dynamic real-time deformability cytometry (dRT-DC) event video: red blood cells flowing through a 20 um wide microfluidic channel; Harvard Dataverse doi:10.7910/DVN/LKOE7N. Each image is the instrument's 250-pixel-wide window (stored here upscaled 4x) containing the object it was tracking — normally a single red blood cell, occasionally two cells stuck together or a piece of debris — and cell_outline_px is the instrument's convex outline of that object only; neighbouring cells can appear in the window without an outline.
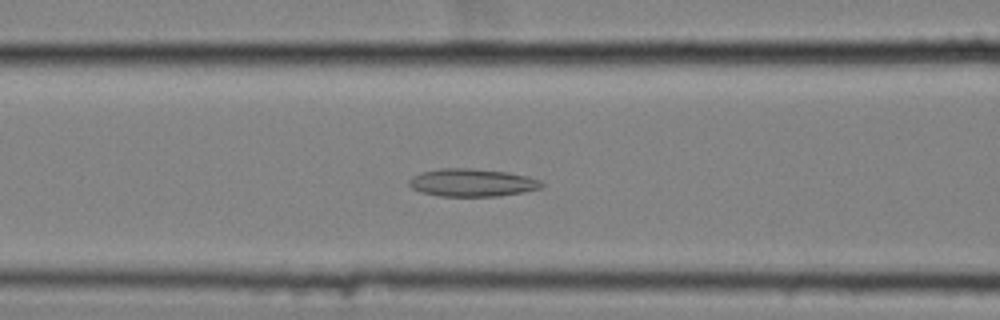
{"species": "common noctule bat (a hibernating species)", "species_latin": "Nyctalus noctula", "temperature_condition": "cold", "stored_images_in_passage": 58, "camera_frame_rate_fps": 3000, "um_per_image_px": 0.085, "animal": {"sex": "female", "body_mass_g": 25.1}, "frame": {"image": 1, "passage_image": 25, "time_ms": 8.0, "image_size_px": [1000, 320], "cell_outline_px": [[544, 184], [540, 188], [500, 196], [440, 196], [420, 192], [412, 188], [408, 184], [408, 180], [412, 176], [420, 172], [440, 168], [472, 168], [508, 172], [528, 176], [540, 180]], "centroid_in_image_um": [40.09, 15.51], "position_along_channel_um": 126.5, "area_um2": 21.56}}
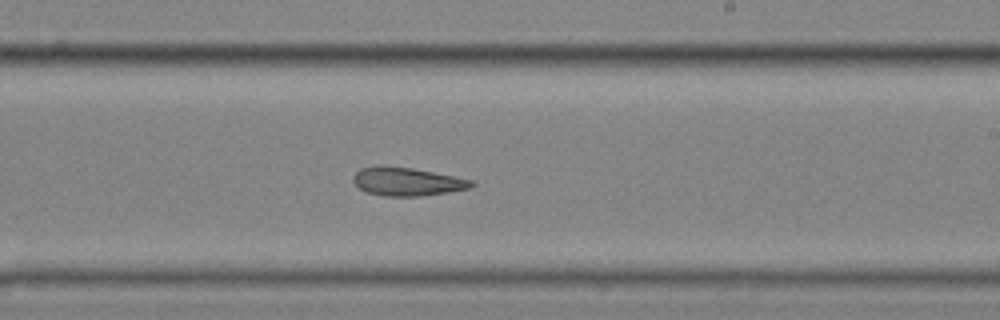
{"frame": {"image": 2, "passage_image": 36, "time_ms": 11.667, "image_size_px": [1000, 320], "cell_outline_px": [[476, 184], [468, 188], [448, 192], [420, 196], [384, 196], [368, 192], [360, 188], [352, 180], [352, 176], [360, 168], [380, 164], [384, 164], [412, 168], [476, 180]], "centroid_in_image_um": [34.6, 15.41], "position_along_channel_um": 254.4, "area_um2": 19.77}}
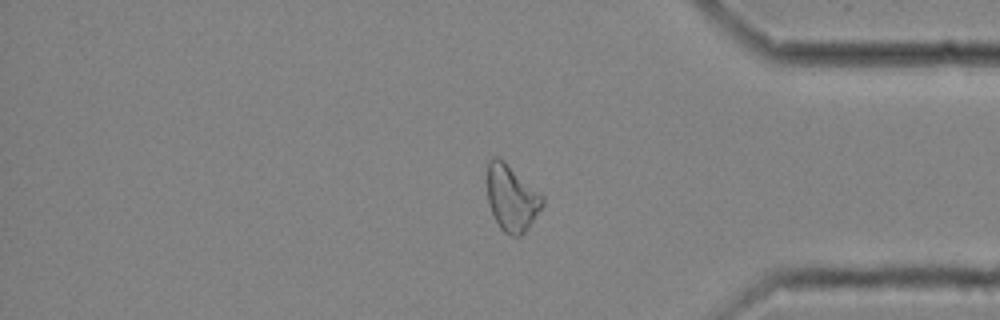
{"frame": {"image": 3, "passage_image": 49, "time_ms": 16.0, "image_size_px": [1000, 320], "cell_outline_px": [[544, 204], [528, 228], [520, 236], [512, 236], [504, 232], [500, 228], [488, 204], [488, 160], [492, 156], [496, 156], [504, 160], [544, 196]], "centroid_in_image_um": [43.5, 16.82], "position_along_channel_um": 391.7, "area_um2": 21.27}}